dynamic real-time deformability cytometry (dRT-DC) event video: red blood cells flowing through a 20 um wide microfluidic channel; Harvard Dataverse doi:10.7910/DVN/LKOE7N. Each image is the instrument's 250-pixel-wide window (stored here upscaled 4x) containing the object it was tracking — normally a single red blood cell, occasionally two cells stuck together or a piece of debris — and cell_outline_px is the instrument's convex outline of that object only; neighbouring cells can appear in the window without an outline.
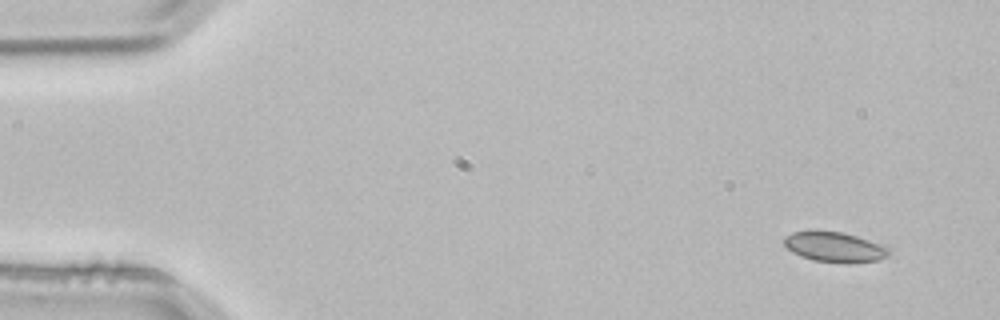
{"species": "common noctule bat (a hibernating species)", "species_latin": "Nyctalus noctula", "temperature_condition": "room temperature", "stored_images_in_passage": 3, "camera_frame_rate_fps": 3000, "um_per_image_px": 0.085, "animal": {"sex": "male", "body_mass_g": 21.5, "forearm_length_mm": 52.0}, "frame": {"image": 1, "passage_image": 1, "time_ms": 0.0, "image_size_px": [1000, 320], "cell_outline_px": [[892, 252], [888, 256], [880, 260], [812, 260], [800, 256], [792, 252], [784, 244], [784, 236], [792, 232], [808, 228], [840, 232], [856, 236], [868, 240], [888, 248]], "centroid_in_image_um": [70.83, 20.91], "position_along_channel_um": 14.2, "area_um2": 17.92}}
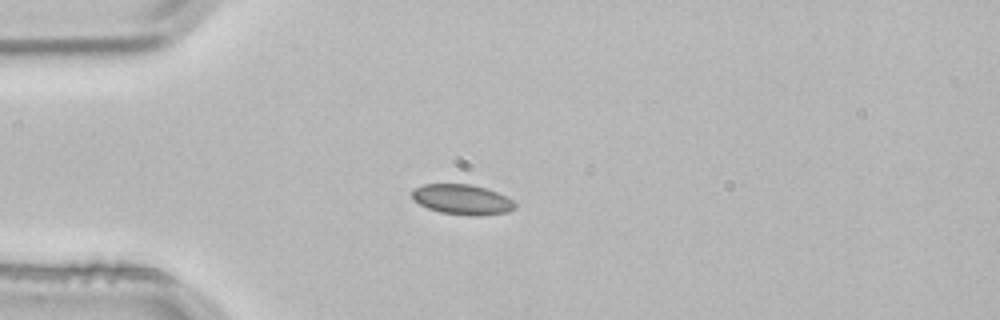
{"frame": {"image": 2, "passage_image": 3, "time_ms": 0.667, "image_size_px": [1000, 320], "cell_outline_px": [[516, 208], [508, 212], [476, 216], [472, 216], [440, 212], [428, 208], [420, 204], [412, 196], [412, 188], [424, 184], [472, 184], [496, 192], [512, 200], [516, 204]], "centroid_in_image_um": [39.28, 16.96], "position_along_channel_um": 45.7, "area_um2": 17.98}}